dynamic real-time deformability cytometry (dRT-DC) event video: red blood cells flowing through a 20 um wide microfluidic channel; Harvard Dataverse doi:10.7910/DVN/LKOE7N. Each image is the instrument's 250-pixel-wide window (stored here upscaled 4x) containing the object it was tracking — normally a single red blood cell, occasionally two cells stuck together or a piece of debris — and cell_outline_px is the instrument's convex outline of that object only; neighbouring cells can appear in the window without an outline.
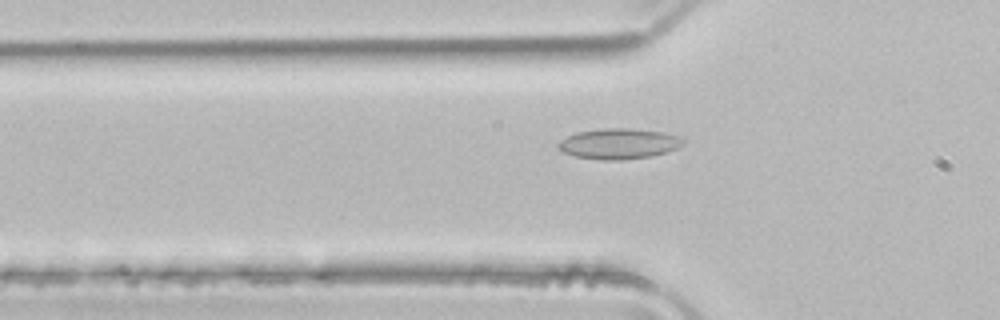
{"species": "common noctule bat (a hibernating species)", "species_latin": "Nyctalus noctula", "temperature_condition": "room temperature", "stored_images_in_passage": 36, "camera_frame_rate_fps": 3000, "um_per_image_px": 0.085, "animal": {"sex": "male", "body_mass_g": 21.5, "forearm_length_mm": 52.0}, "frame": {"image": 1, "passage_image": 6, "time_ms": 1.667, "image_size_px": [1000, 320], "cell_outline_px": [[684, 144], [668, 152], [652, 156], [620, 160], [600, 160], [576, 156], [564, 152], [556, 148], [556, 144], [560, 140], [576, 132], [600, 128], [628, 128], [664, 132], [680, 136], [684, 140]], "centroid_in_image_um": [52.59, 12.21], "position_along_channel_um": 73.2, "area_um2": 22.43}}
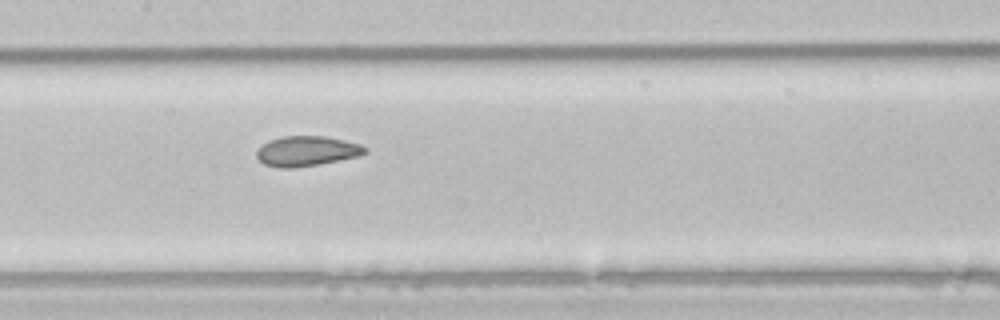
{"frame": {"image": 2, "passage_image": 14, "time_ms": 4.333, "image_size_px": [1000, 320], "cell_outline_px": [[368, 152], [360, 156], [320, 164], [292, 168], [284, 168], [264, 164], [256, 156], [256, 152], [268, 140], [284, 136], [324, 136], [344, 140], [360, 144], [368, 148]], "centroid_in_image_um": [26.11, 12.84], "position_along_channel_um": 181.3, "area_um2": 18.96}}
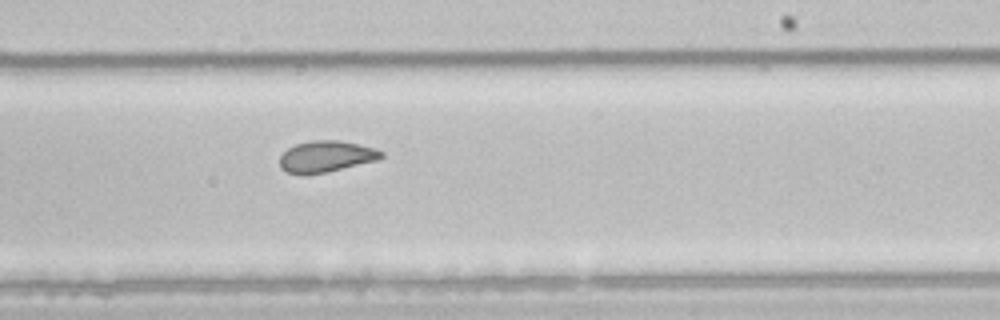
{"frame": {"image": 3, "passage_image": 20, "time_ms": 6.333, "image_size_px": [1000, 320], "cell_outline_px": [[384, 156], [376, 160], [328, 172], [284, 172], [280, 168], [280, 156], [288, 148], [296, 144], [312, 140], [340, 140], [360, 144], [376, 148], [384, 152]], "centroid_in_image_um": [27.76, 13.27], "position_along_channel_um": 261.2, "area_um2": 18.26}, "authors_computed_cell_mechanics": {"area_um2": 18.9295, "velocity_mm_per_s": 4.017, "shape_relaxation_time_tau1_ms": 9.5544, "shape_relaxation_time_tau2_ms": 1.594, "deformation_change_tau1": 0.1646, "deformation_change_tau2": 0.0748}}